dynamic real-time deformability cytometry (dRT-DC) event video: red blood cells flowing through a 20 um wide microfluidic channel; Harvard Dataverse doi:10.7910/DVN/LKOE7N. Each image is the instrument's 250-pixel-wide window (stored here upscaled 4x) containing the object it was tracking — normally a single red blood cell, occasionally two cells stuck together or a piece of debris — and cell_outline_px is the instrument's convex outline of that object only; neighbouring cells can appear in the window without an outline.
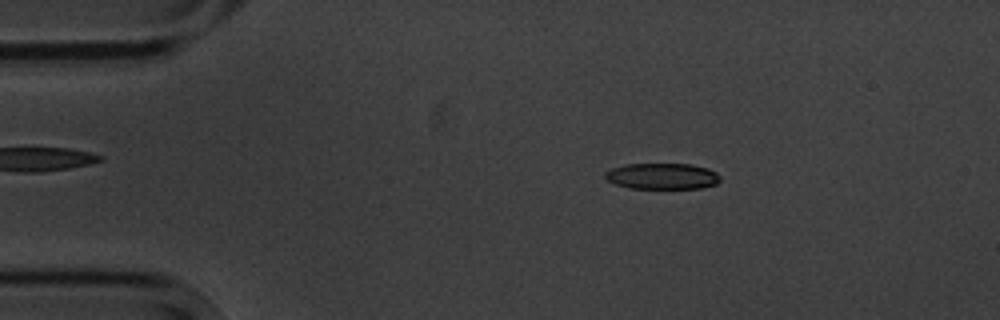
{"species": "common noctule bat (a hibernating species)", "species_latin": "Nyctalus noctula", "temperature_condition": "cold", "stored_images_in_passage": 3, "camera_frame_rate_fps": 3000, "um_per_image_px": 0.085, "animal": {"sex": "male", "body_mass_g": 20.1, "forearm_length_mm": 53.5}, "frame": {"image": 1, "passage_image": 1, "time_ms": 0.0, "image_size_px": [1000, 320], "cell_outline_px": [[720, 180], [716, 184], [700, 188], [628, 188], [616, 184], [608, 180], [604, 176], [604, 172], [612, 168], [624, 164], [692, 164], [708, 168], [716, 172], [720, 176]], "centroid_in_image_um": [56.29, 14.97], "position_along_channel_um": 28.7, "area_um2": 17.51}}